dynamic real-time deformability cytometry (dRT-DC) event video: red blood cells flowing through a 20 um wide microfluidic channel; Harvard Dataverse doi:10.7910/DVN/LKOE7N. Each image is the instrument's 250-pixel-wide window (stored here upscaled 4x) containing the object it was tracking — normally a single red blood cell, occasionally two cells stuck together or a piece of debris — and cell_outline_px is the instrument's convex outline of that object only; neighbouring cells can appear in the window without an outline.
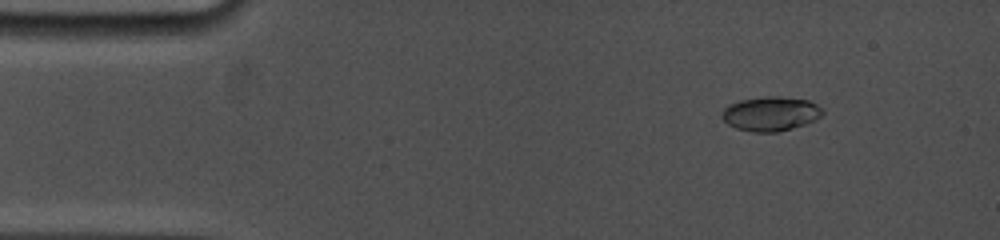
{"species": "common noctule bat (a hibernating species)", "species_latin": "Nyctalus noctula", "temperature_condition": "cold", "stored_images_in_passage": 11, "camera_frame_rate_fps": 5000, "um_per_image_px": 0.085, "animal": {"sex": "female", "body_mass_g": 19.0, "forearm_length_mm": 53.3}, "frame": {"image": 1, "passage_image": 5, "time_ms": 1.6, "image_size_px": [1000, 240], "cell_outline_px": [[824, 112], [816, 120], [792, 128], [776, 132], [752, 132], [736, 128], [728, 124], [720, 116], [724, 108], [740, 100], [768, 96], [780, 96], [808, 100], [816, 104]], "centroid_in_image_um": [65.5, 9.67], "position_along_channel_um": 19.5, "area_um2": 20.0}}
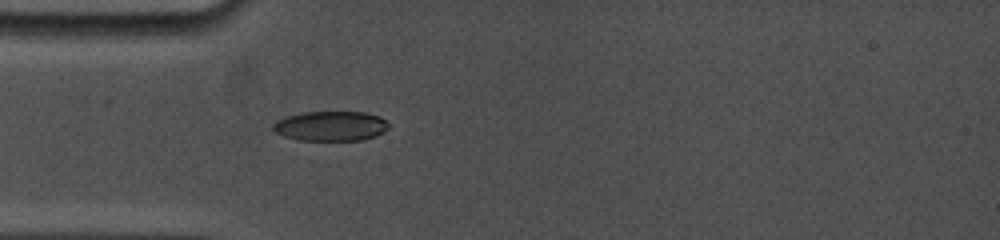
{"frame": {"image": 2, "passage_image": 11, "time_ms": 4.6, "image_size_px": [1000, 240], "cell_outline_px": [[388, 128], [384, 132], [376, 136], [364, 140], [300, 140], [284, 136], [276, 132], [272, 128], [272, 124], [276, 120], [300, 112], [364, 112], [380, 116], [388, 124]], "centroid_in_image_um": [28.11, 10.71], "position_along_channel_um": 56.9, "area_um2": 20.11}}